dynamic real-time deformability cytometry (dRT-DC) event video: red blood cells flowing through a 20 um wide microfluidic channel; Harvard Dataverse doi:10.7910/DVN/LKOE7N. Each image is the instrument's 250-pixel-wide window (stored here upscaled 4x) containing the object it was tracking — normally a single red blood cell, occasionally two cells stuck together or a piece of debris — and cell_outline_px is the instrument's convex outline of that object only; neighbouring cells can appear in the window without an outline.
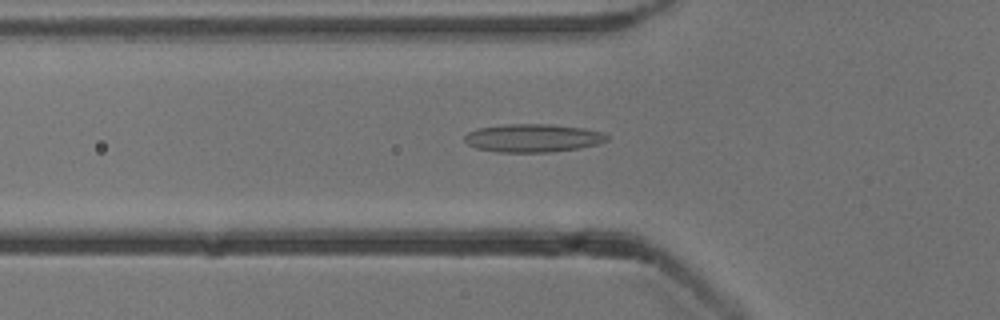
{"species": "common noctule bat (a hibernating species)", "species_latin": "Nyctalus noctula", "temperature_condition": "cold", "stored_images_in_passage": 53, "camera_frame_rate_fps": 3000, "um_per_image_px": 0.085, "animal": {"sex": "male", "body_mass_g": 13.3}, "frame": {"image": 1, "passage_image": 18, "time_ms": 5.667, "image_size_px": [1000, 320], "cell_outline_px": [[608, 140], [596, 144], [580, 148], [552, 152], [496, 152], [476, 148], [468, 144], [464, 140], [464, 136], [468, 132], [476, 128], [504, 124], [552, 124], [584, 128], [604, 132], [608, 136]], "centroid_in_image_um": [45.29, 11.73], "position_along_channel_um": 80.5, "area_um2": 23.58}}
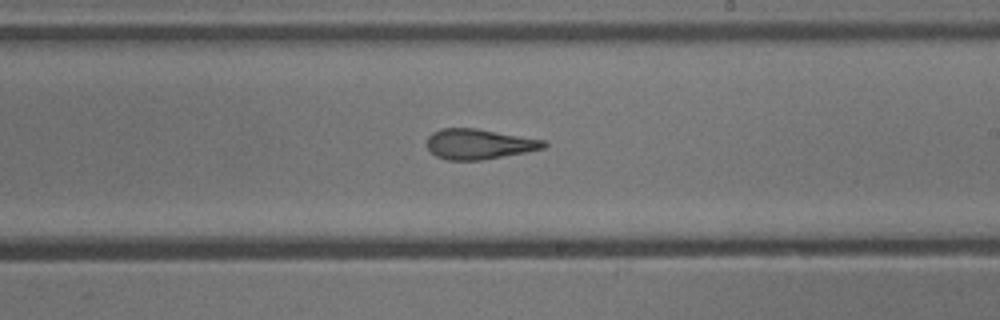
{"frame": {"image": 2, "passage_image": 31, "time_ms": 10.0, "image_size_px": [1000, 320], "cell_outline_px": [[548, 144], [544, 148], [524, 152], [480, 160], [448, 160], [436, 156], [428, 148], [428, 136], [432, 132], [440, 128], [476, 128], [544, 140]], "centroid_in_image_um": [40.69, 12.23], "position_along_channel_um": 248.3, "area_um2": 20.35}}
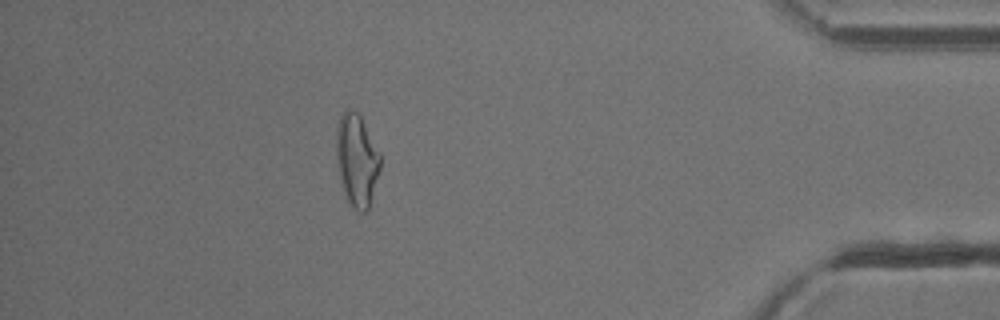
{"frame": {"image": 3, "passage_image": 47, "time_ms": 15.333, "image_size_px": [1000, 320], "cell_outline_px": [[380, 168], [368, 208], [364, 212], [360, 212], [348, 200], [344, 192], [340, 180], [336, 156], [336, 128], [340, 116], [348, 108], [356, 112], [360, 116], [380, 152]], "centroid_in_image_um": [30.31, 13.56], "position_along_channel_um": 404.9, "area_um2": 23.24}, "authors_computed_cell_mechanics": {"area_um2": 21.6172, "velocity_mm_per_s": 3.8382, "shape_relaxation_time_tau1_ms": null, "shape_relaxation_time_tau2_ms": 2.7011, "deformation_change_tau1": null, "deformation_change_tau2": 0.1236}}